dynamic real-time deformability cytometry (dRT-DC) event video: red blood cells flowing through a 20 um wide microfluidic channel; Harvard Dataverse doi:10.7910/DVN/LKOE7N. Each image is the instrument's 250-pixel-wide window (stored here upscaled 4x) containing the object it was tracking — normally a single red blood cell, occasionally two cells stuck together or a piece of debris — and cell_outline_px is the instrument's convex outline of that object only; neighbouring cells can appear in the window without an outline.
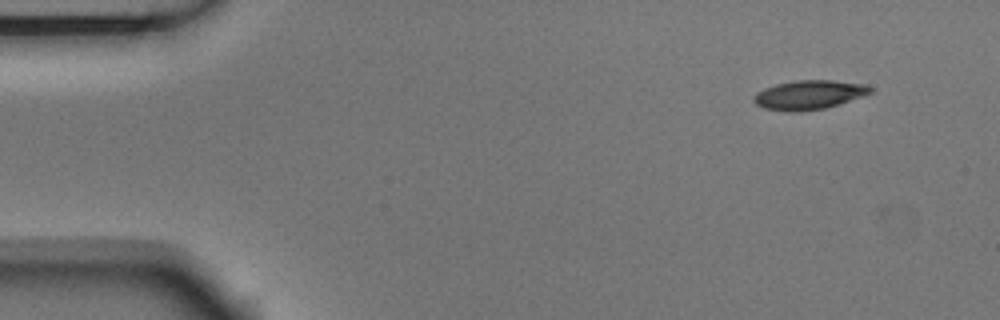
{"species": "Egyptian fruit bat (a non-hibernating species)", "species_latin": "Rousettus aegyptiacus", "temperature_condition": "room temperature", "stored_images_in_passage": 4, "camera_frame_rate_fps": 3000, "um_per_image_px": 0.085, "animal": {"sex": "male"}, "frame": {"image": 1, "passage_image": 1, "time_ms": 0.0, "image_size_px": [1000, 320], "cell_outline_px": [[872, 92], [840, 104], [824, 108], [796, 112], [788, 112], [764, 108], [756, 104], [752, 100], [752, 96], [756, 92], [764, 88], [776, 84], [796, 80], [832, 80], [864, 84], [872, 88]], "centroid_in_image_um": [68.72, 8.06], "position_along_channel_um": 16.3, "area_um2": 19.83}}
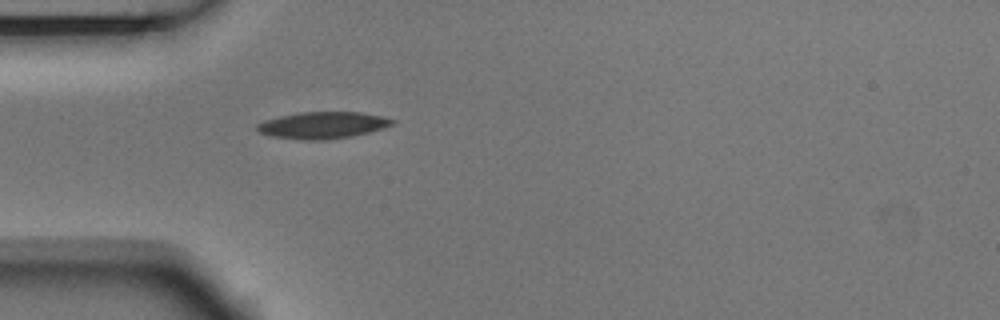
{"frame": {"image": 2, "passage_image": 4, "time_ms": 1.0, "image_size_px": [1000, 320], "cell_outline_px": [[396, 120], [392, 124], [384, 128], [352, 136], [324, 140], [304, 140], [272, 136], [260, 132], [256, 128], [256, 124], [264, 120], [280, 116], [300, 112], [360, 112], [384, 116]], "centroid_in_image_um": [27.44, 10.63], "position_along_channel_um": 57.6, "area_um2": 21.04}}